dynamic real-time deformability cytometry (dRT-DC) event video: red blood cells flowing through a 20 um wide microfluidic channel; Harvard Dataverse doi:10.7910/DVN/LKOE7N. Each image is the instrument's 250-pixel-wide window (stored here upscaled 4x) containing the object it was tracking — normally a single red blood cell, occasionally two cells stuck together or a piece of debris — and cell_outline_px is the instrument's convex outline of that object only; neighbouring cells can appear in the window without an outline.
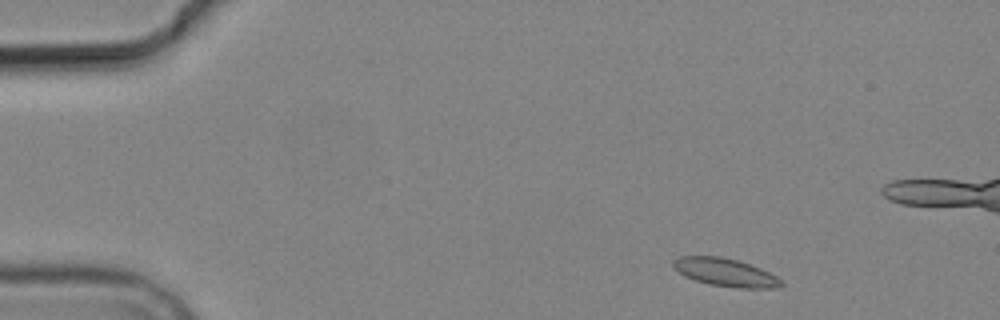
{"species": "common noctule bat (a hibernating species)", "species_latin": "Nyctalus noctula", "temperature_condition": "cold", "stored_images_in_passage": 10, "camera_frame_rate_fps": 3000, "um_per_image_px": 0.085, "animal": {"sex": "male", "body_mass_g": 19.2, "forearm_length_mm": 51.8}, "frame": {"image": 1, "passage_image": 1, "time_ms": 0.0, "image_size_px": [1000, 320], "cell_outline_px": [[784, 284], [776, 288], [736, 288], [708, 284], [684, 276], [672, 264], [672, 260], [680, 256], [720, 256], [736, 260], [760, 268], [784, 280]], "centroid_in_image_um": [61.68, 23.16], "position_along_channel_um": 23.3, "area_um2": 17.57}}
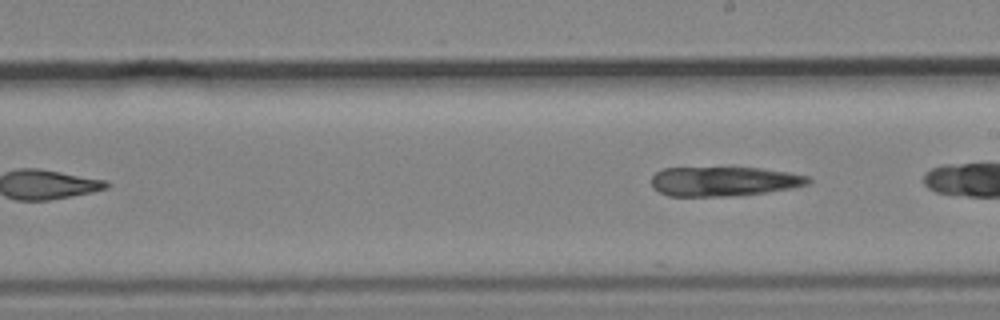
{"frame": {"image": 2, "passage_image": 10, "time_ms": 12.0, "image_size_px": [1000, 320], "cell_outline_px": [[812, 180], [808, 184], [792, 188], [768, 192], [728, 196], [668, 196], [652, 188], [652, 176], [656, 172], [664, 168], [760, 168], [788, 172], [808, 176]], "centroid_in_image_um": [61.53, 15.42], "position_along_channel_um": 227.5, "area_um2": 26.88}}